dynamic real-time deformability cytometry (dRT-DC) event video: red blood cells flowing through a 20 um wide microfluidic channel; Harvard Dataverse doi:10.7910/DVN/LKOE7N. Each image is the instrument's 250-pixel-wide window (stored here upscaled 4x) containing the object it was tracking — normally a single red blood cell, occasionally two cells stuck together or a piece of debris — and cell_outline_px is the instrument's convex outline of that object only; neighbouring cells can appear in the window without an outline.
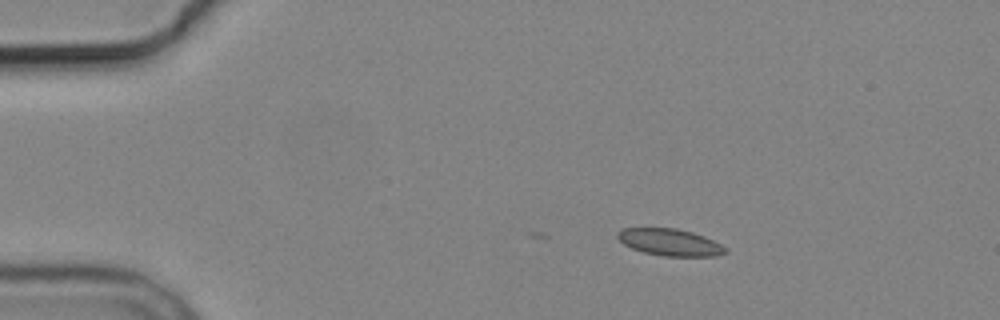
{"species": "common noctule bat (a hibernating species)", "species_latin": "Nyctalus noctula", "temperature_condition": "cold", "stored_images_in_passage": 3, "camera_frame_rate_fps": 3000, "um_per_image_px": 0.085, "animal": {"sex": "male", "body_mass_g": 19.2, "forearm_length_mm": 51.8}, "frame": {"image": 1, "passage_image": 1, "time_ms": 0.0, "image_size_px": [1000, 320], "cell_outline_px": [[728, 252], [716, 256], [664, 256], [644, 252], [632, 248], [624, 244], [616, 236], [616, 232], [620, 228], [676, 228], [692, 232], [704, 236], [728, 248]], "centroid_in_image_um": [56.94, 20.59], "position_along_channel_um": 28.1, "area_um2": 16.94}}